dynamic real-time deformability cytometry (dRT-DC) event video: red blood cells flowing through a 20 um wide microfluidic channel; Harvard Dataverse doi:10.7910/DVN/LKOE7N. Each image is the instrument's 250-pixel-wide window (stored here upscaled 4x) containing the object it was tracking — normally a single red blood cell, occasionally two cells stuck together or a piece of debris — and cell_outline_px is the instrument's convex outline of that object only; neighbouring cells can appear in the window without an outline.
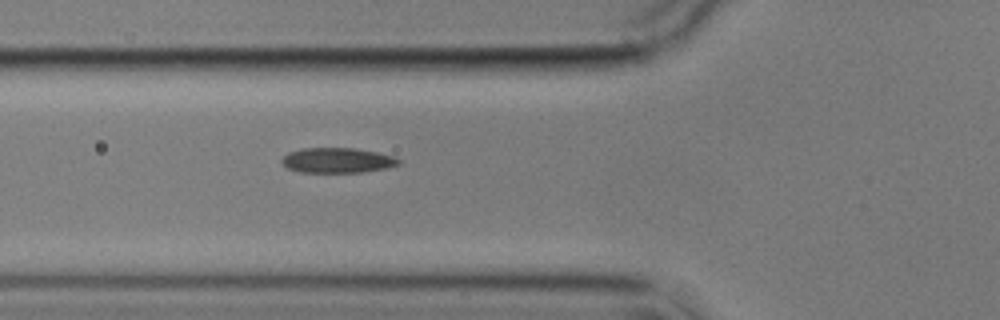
{"species": "common noctule bat (a hibernating species)", "species_latin": "Nyctalus noctula", "temperature_condition": "cold", "stored_images_in_passage": 2, "camera_frame_rate_fps": 3000, "um_per_image_px": 0.085, "animal": {"sex": "male", "body_mass_g": 17.9}, "frame": {"image": 1, "passage_image": 2, "time_ms": 1.0, "image_size_px": [1000, 320], "cell_outline_px": [[400, 164], [388, 168], [364, 172], [300, 172], [288, 168], [280, 160], [288, 152], [300, 148], [356, 148], [376, 152], [392, 156], [400, 160]], "centroid_in_image_um": [28.67, 13.62], "position_along_channel_um": 97.1, "area_um2": 17.11}}